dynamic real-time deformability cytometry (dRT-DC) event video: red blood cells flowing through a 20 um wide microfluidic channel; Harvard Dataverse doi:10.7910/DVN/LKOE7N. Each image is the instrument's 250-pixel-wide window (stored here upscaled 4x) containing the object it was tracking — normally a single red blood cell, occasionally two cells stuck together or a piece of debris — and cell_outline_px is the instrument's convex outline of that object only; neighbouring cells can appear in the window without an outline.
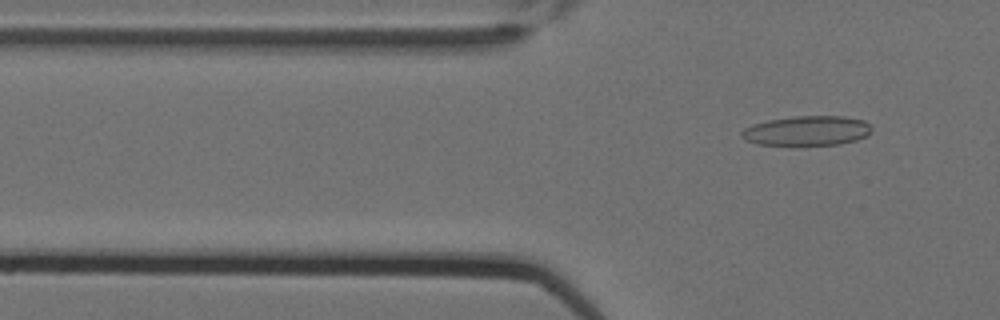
{"species": "Egyptian fruit bat (a non-hibernating species)", "species_latin": "Rousettus aegyptiacus", "temperature_condition": "cold", "stored_images_in_passage": 3, "segment_of_instrument_passage": [2, 2], "camera_frame_rate_fps": 3000, "um_per_image_px": 0.085, "animal": {"sex": "female"}, "frame": {"image": 1, "passage_image": 3, "time_ms": 0.667, "image_size_px": [1000, 320], "cell_outline_px": [[872, 132], [868, 136], [856, 140], [840, 144], [756, 144], [744, 140], [740, 136], [740, 132], [744, 128], [752, 124], [768, 120], [796, 116], [844, 116], [864, 120], [872, 128]], "centroid_in_image_um": [68.6, 11.1], "position_along_channel_um": 57.2, "area_um2": 22.48}}